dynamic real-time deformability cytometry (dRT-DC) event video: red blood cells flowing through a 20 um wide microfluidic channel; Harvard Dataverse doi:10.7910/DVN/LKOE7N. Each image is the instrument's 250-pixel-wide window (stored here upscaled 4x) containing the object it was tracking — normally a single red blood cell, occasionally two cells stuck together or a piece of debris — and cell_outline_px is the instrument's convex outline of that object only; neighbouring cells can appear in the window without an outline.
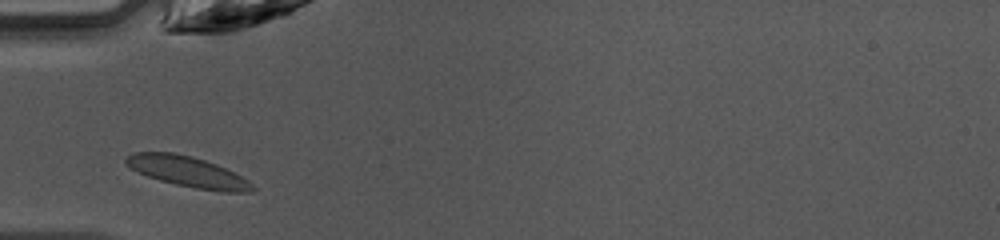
{"species": "common noctule bat (a hibernating species)", "species_latin": "Nyctalus noctula", "temperature_condition": "warm", "stored_images_in_passage": 24, "camera_frame_rate_fps": 3000, "um_per_image_px": 0.085, "animal": {"sex": "female", "body_mass_g": 10.0, "forearm_length_mm": 53.1}, "frame": {"image": 1, "passage_image": 1, "time_ms": 0.0, "image_size_px": [1000, 240], "cell_outline_px": [[256, 188], [252, 192], [224, 192], [196, 188], [176, 184], [160, 180], [136, 172], [124, 164], [124, 160], [132, 152], [172, 152], [192, 156], [216, 164], [248, 180]], "centroid_in_image_um": [15.92, 14.59], "position_along_channel_um": 69.1, "area_um2": 22.43}}
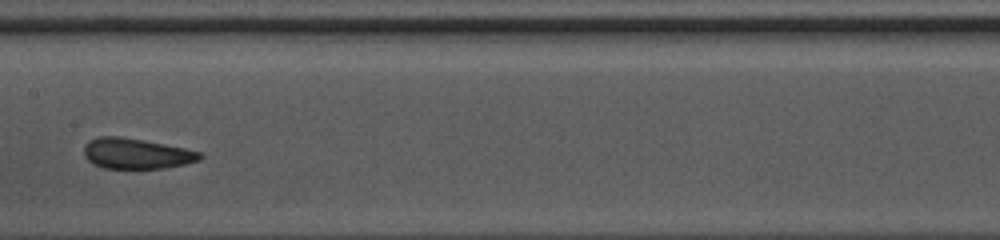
{"frame": {"image": 2, "passage_image": 10, "time_ms": 3.0, "image_size_px": [1000, 240], "cell_outline_px": [[204, 156], [200, 160], [184, 164], [164, 168], [104, 168], [92, 164], [84, 156], [84, 144], [88, 140], [100, 136], [120, 136], [144, 140], [204, 152]], "centroid_in_image_um": [11.59, 13.05], "position_along_channel_um": 195.8, "area_um2": 20.81}}
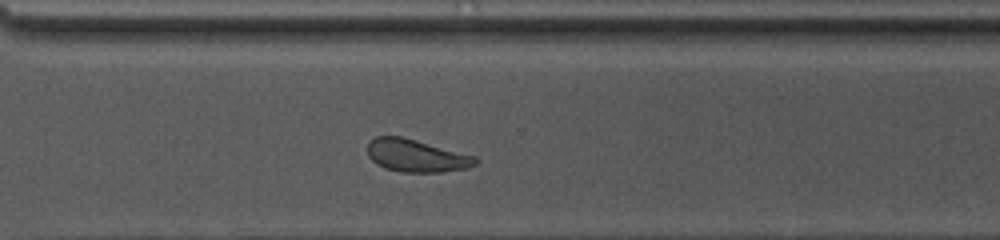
{"frame": {"image": 3, "passage_image": 20, "time_ms": 6.333, "image_size_px": [1000, 240], "cell_outline_px": [[480, 160], [476, 164], [468, 168], [440, 172], [400, 172], [384, 168], [376, 164], [368, 156], [368, 140], [376, 136], [400, 136], [416, 140], [476, 156]], "centroid_in_image_um": [35.38, 13.23], "position_along_channel_um": 335.2, "area_um2": 20.63}, "authors_computed_cell_mechanics": {"area_um2": 20.6924, "velocity_mm_per_s": 4.1994, "shape_relaxation_time_tau1_ms": 3.4143, "shape_relaxation_time_tau2_ms": 0.9483, "deformation_change_tau1": 0.0999, "deformation_change_tau2": 0.0413}}